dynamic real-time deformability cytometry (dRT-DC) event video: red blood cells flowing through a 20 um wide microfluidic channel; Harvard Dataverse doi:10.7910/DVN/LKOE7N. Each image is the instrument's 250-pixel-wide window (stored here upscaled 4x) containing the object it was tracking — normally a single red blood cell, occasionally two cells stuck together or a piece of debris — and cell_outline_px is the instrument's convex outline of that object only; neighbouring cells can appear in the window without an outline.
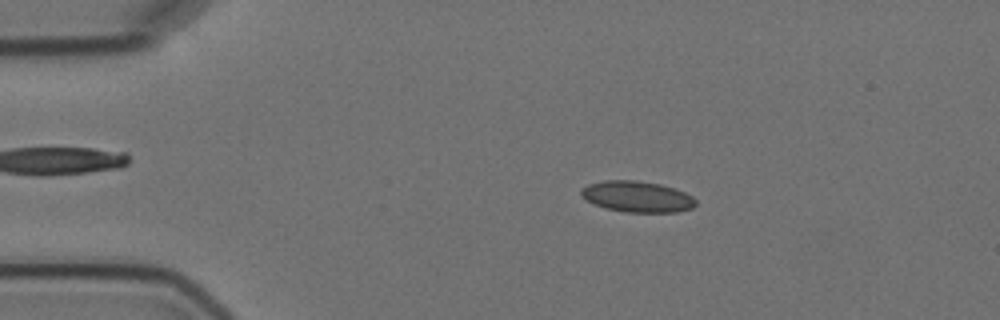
{"species": "Egyptian fruit bat (a non-hibernating species)", "species_latin": "Rousettus aegyptiacus", "temperature_condition": "cold", "stored_images_in_passage": 8, "camera_frame_rate_fps": 3000, "um_per_image_px": 0.085, "animal": {"sex": "female"}, "frame": {"image": 1, "passage_image": 1, "time_ms": 0.0, "image_size_px": [1000, 320], "cell_outline_px": [[696, 204], [692, 208], [676, 212], [628, 212], [604, 208], [592, 204], [580, 196], [580, 188], [588, 184], [604, 180], [636, 180], [660, 184], [684, 192], [692, 196], [696, 200]], "centroid_in_image_um": [54.1, 16.71], "position_along_channel_um": 30.9, "area_um2": 20.87}}
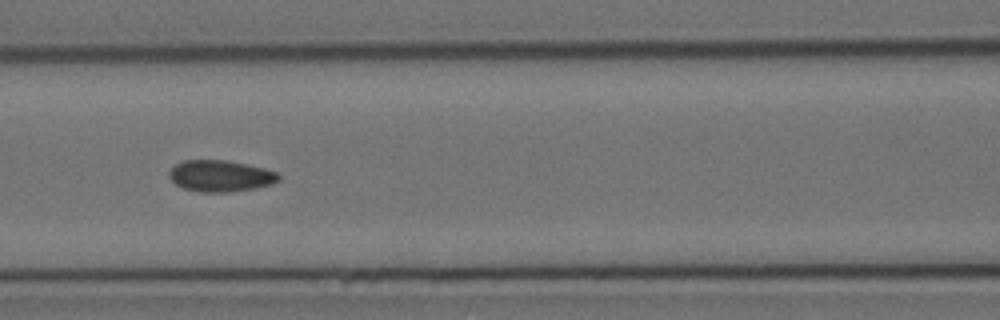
{"frame": {"image": 2, "passage_image": 5, "time_ms": 4.667, "image_size_px": [1000, 320], "cell_outline_px": [[280, 180], [272, 184], [252, 188], [228, 192], [200, 192], [184, 188], [176, 184], [168, 176], [168, 172], [176, 164], [184, 160], [228, 160], [248, 164], [264, 168], [276, 172], [280, 176]], "centroid_in_image_um": [18.74, 14.94], "position_along_channel_um": 147.9, "area_um2": 20.0}}
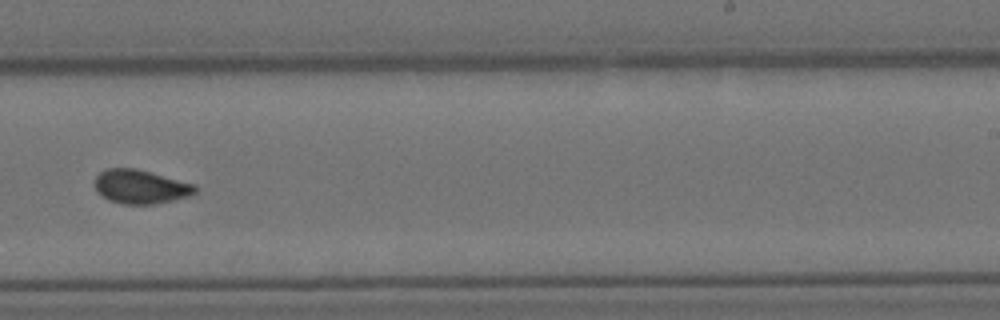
{"frame": {"image": 3, "passage_image": 8, "time_ms": 8.333, "image_size_px": [1000, 320], "cell_outline_px": [[196, 192], [188, 196], [156, 204], [124, 204], [108, 200], [96, 192], [96, 176], [100, 172], [108, 168], [136, 168], [196, 184]], "centroid_in_image_um": [11.95, 15.87], "position_along_channel_um": 277.1, "area_um2": 19.83}}